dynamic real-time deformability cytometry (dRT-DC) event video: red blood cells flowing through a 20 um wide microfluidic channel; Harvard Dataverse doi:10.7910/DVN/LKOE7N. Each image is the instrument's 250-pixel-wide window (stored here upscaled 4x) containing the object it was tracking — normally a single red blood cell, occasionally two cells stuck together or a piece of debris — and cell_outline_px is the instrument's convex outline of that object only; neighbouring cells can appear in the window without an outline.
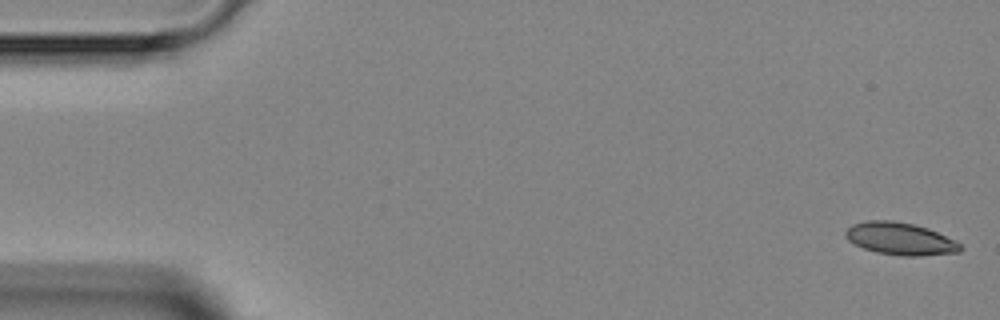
{"species": "Egyptian fruit bat (a non-hibernating species)", "species_latin": "Rousettus aegyptiacus", "temperature_condition": "room temperature", "stored_images_in_passage": 5, "camera_frame_rate_fps": 3000, "um_per_image_px": 0.085, "animal": {"sex": "female"}, "frame": {"image": 1, "passage_image": 1, "time_ms": 0.0, "image_size_px": [1000, 320], "cell_outline_px": [[964, 248], [960, 252], [920, 256], [900, 256], [876, 252], [864, 248], [848, 240], [844, 236], [844, 232], [852, 224], [868, 220], [892, 220], [912, 224], [928, 228], [956, 240]], "centroid_in_image_um": [76.54, 20.3], "position_along_channel_um": 8.5, "area_um2": 21.79}}
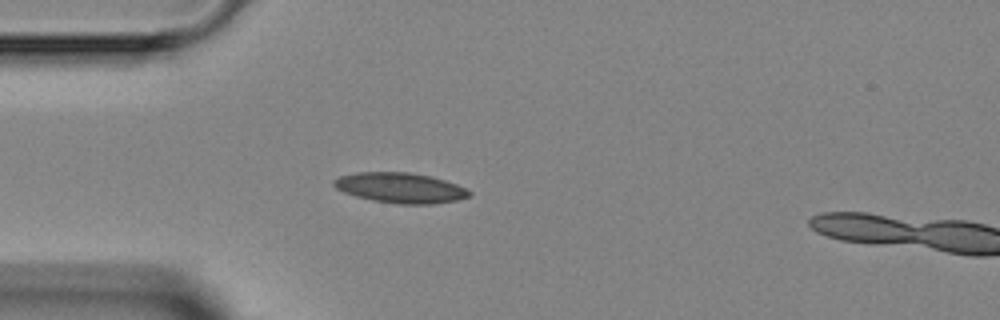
{"frame": {"image": 2, "passage_image": 4, "time_ms": 4.0, "image_size_px": [1000, 320], "cell_outline_px": [[472, 196], [456, 200], [432, 204], [400, 204], [372, 200], [356, 196], [344, 192], [336, 188], [332, 184], [332, 180], [340, 176], [356, 172], [408, 172], [428, 176], [444, 180], [456, 184], [472, 192]], "centroid_in_image_um": [34.01, 15.96], "position_along_channel_um": 51.0, "area_um2": 23.76}}